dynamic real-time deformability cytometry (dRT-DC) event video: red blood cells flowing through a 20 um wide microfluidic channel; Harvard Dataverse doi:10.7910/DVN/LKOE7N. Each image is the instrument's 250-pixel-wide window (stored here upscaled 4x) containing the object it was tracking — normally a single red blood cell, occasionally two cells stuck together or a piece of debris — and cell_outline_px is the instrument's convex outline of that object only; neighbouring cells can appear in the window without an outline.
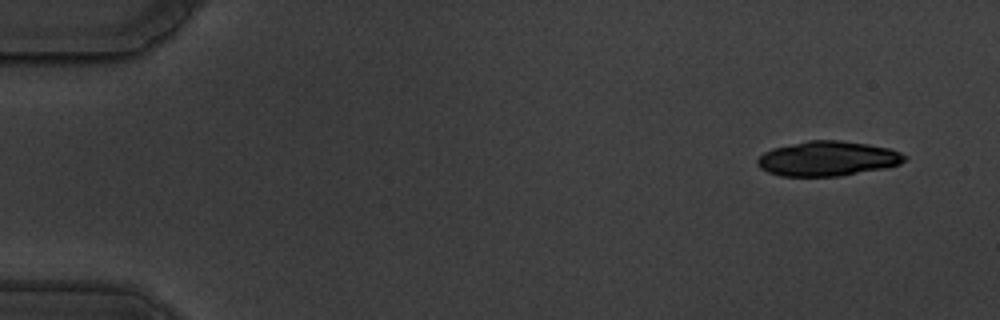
{"species": "common noctule bat (a hibernating species)", "species_latin": "Nyctalus noctula", "temperature_condition": "warm", "stored_images_in_passage": 54, "camera_frame_rate_fps": 3000, "um_per_image_px": 0.085, "animal": {"sex": "male", "body_mass_g": 19.5, "forearm_length_mm": 54.6}, "frame": {"image": 1, "passage_image": 4, "time_ms": 1.0, "image_size_px": [1000, 320], "cell_outline_px": [[908, 156], [900, 164], [884, 168], [840, 176], [780, 176], [768, 172], [760, 168], [756, 164], [756, 160], [764, 152], [772, 148], [808, 140], [840, 140], [868, 144], [888, 148], [900, 152]], "centroid_in_image_um": [70.32, 13.48], "position_along_channel_um": 14.7, "area_um2": 29.88}}
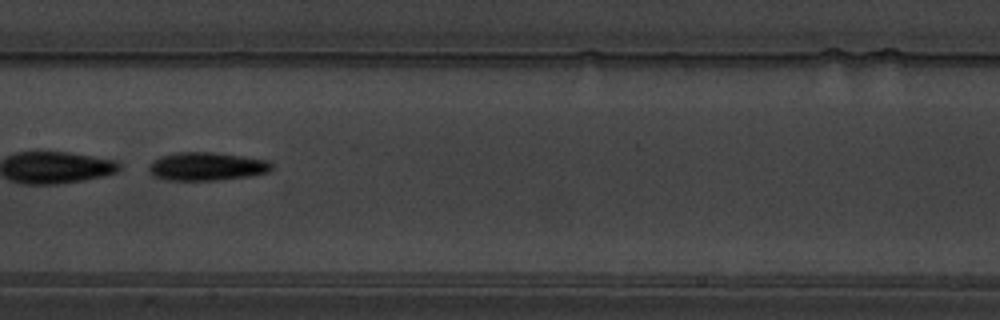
{"frame": {"image": 2, "passage_image": 30, "time_ms": 9.667, "image_size_px": [1000, 320], "cell_outline_px": [[272, 168], [268, 172], [248, 176], [216, 180], [164, 180], [152, 176], [148, 172], [148, 168], [152, 160], [160, 156], [176, 152], [212, 152], [268, 160], [272, 164]], "centroid_in_image_um": [17.5, 14.15], "position_along_channel_um": 189.9, "area_um2": 20.29}}
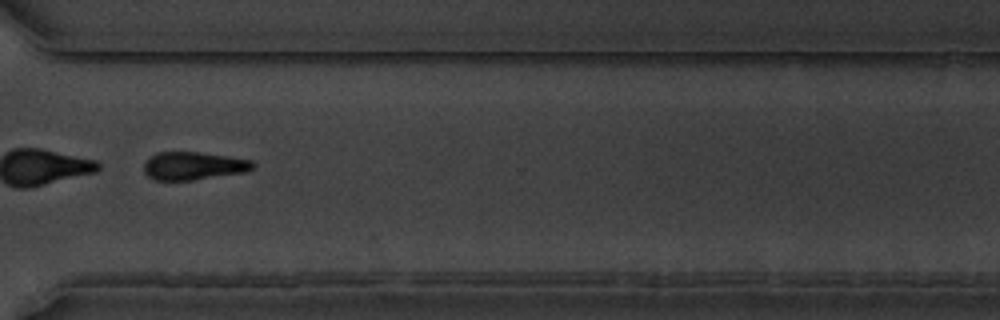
{"frame": {"image": 3, "passage_image": 44, "time_ms": 14.333, "image_size_px": [1000, 320], "cell_outline_px": [[256, 164], [248, 172], [192, 180], [156, 180], [148, 176], [144, 172], [144, 164], [156, 152], [200, 152], [228, 156], [252, 160]], "centroid_in_image_um": [16.48, 14.1], "position_along_channel_um": 354.1, "area_um2": 17.8}}